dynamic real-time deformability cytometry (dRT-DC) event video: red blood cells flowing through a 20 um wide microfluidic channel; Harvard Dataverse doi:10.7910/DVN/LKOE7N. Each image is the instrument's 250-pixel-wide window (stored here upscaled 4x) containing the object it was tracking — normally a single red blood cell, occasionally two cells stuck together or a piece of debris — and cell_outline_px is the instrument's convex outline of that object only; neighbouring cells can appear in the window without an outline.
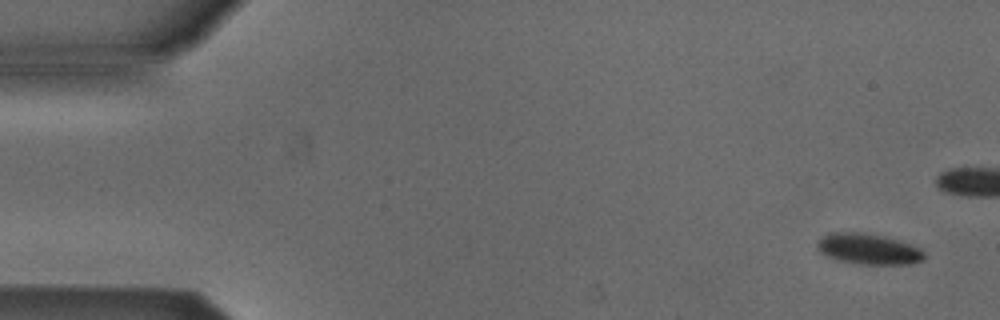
{"species": "Egyptian fruit bat (a non-hibernating species)", "species_latin": "Rousettus aegyptiacus", "temperature_condition": "cold", "stored_images_in_passage": 11, "camera_frame_rate_fps": 3000, "um_per_image_px": 0.085, "animal": {"sex": "male"}, "frame": {"image": 1, "passage_image": 1, "time_ms": 0.0, "image_size_px": [1000, 320], "cell_outline_px": [[924, 260], [912, 264], [860, 264], [836, 260], [820, 252], [816, 248], [816, 240], [820, 236], [828, 232], [860, 232], [884, 236], [900, 240], [920, 248], [924, 252]], "centroid_in_image_um": [73.77, 21.15], "position_along_channel_um": 11.2, "area_um2": 19.54}}
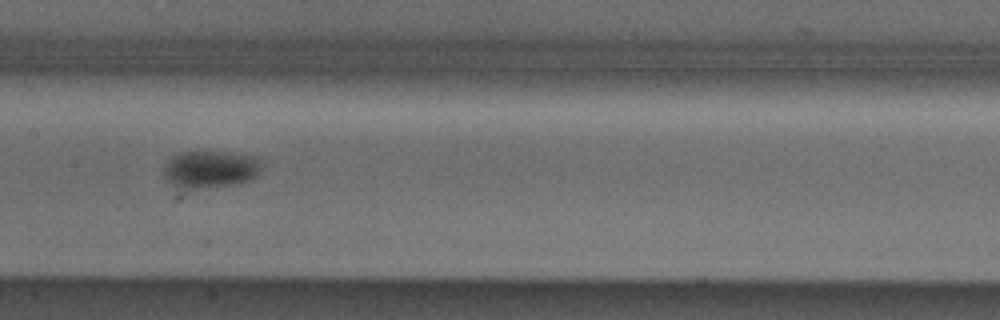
{"frame": {"image": 2, "passage_image": 8, "time_ms": 2.333, "image_size_px": [1000, 320], "cell_outline_px": [[260, 168], [256, 176], [252, 180], [232, 184], [192, 188], [180, 188], [172, 184], [164, 176], [164, 164], [172, 156], [180, 152], [224, 152], [256, 156], [260, 160]], "centroid_in_image_um": [17.87, 14.37], "position_along_channel_um": 189.5, "area_um2": 20.98}}